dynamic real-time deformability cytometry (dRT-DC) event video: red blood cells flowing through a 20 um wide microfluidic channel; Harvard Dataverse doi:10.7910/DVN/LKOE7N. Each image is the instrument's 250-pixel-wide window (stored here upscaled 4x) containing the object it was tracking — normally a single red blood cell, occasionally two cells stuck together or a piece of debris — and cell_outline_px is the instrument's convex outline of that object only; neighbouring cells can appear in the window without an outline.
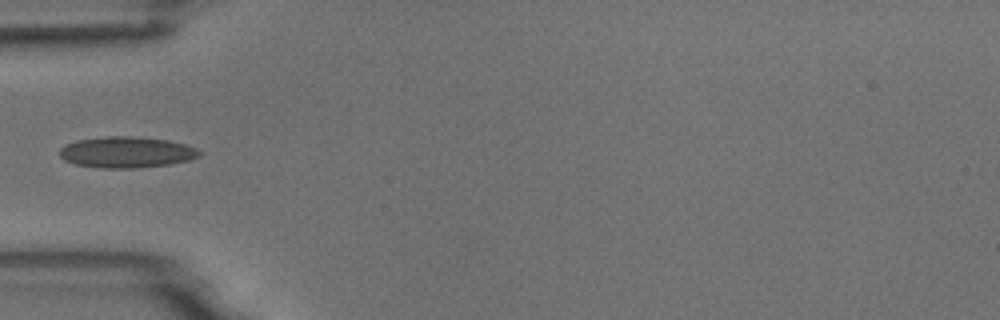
{"species": "common noctule bat (a hibernating species)", "species_latin": "Nyctalus noctula", "temperature_condition": "room temperature", "stored_images_in_passage": 1, "camera_frame_rate_fps": 3000, "um_per_image_px": 0.085, "animal": {"sex": "male", "body_mass_g": 18.8}, "frame": {"image": 1, "passage_image": 1, "time_ms": 0.0, "image_size_px": [1000, 320], "cell_outline_px": [[200, 156], [192, 160], [168, 164], [136, 168], [100, 168], [76, 164], [64, 160], [60, 156], [60, 148], [76, 140], [104, 136], [132, 136], [168, 140], [184, 144], [196, 148], [200, 152]], "centroid_in_image_um": [10.76, 12.94], "position_along_channel_um": 74.2, "area_um2": 25.32}}